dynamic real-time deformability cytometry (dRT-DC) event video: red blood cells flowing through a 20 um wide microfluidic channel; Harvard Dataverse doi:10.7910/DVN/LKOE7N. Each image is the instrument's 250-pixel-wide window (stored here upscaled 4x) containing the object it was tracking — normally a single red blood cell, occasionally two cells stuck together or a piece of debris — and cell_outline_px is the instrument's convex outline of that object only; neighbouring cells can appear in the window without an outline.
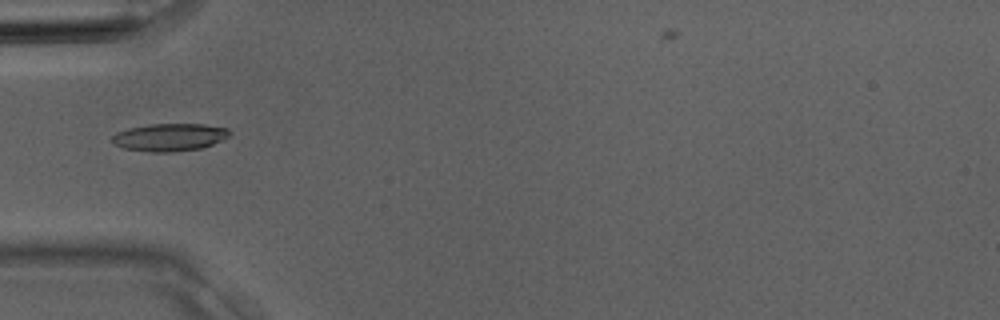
{"species": "Egyptian fruit bat (a non-hibernating species)", "species_latin": "Rousettus aegyptiacus", "temperature_condition": "room temperature", "stored_images_in_passage": 2, "camera_frame_rate_fps": 3000, "um_per_image_px": 0.085, "animal": {"sex": "male"}, "frame": {"image": 1, "passage_image": 2, "time_ms": 0.333, "image_size_px": [1000, 320], "cell_outline_px": [[232, 132], [228, 136], [212, 144], [200, 148], [172, 152], [152, 152], [124, 148], [116, 144], [112, 140], [112, 136], [116, 132], [128, 128], [148, 124], [204, 124], [228, 128]], "centroid_in_image_um": [14.41, 11.65], "position_along_channel_um": 70.6, "area_um2": 18.79}}